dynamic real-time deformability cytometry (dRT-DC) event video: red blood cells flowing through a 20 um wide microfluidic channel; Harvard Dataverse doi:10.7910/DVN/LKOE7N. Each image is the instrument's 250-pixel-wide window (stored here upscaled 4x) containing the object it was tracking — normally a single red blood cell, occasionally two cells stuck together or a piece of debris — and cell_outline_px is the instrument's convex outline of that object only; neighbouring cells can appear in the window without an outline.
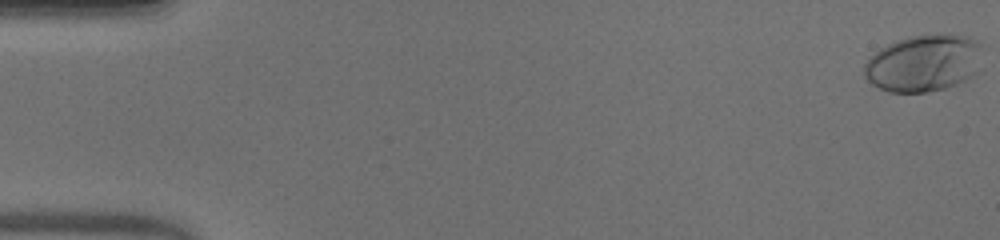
{"species": "human", "species_latin": "Homo sapiens", "temperature_condition": "warm", "stored_images_in_passage": 53, "camera_frame_rate_fps": 3000, "um_per_image_px": 0.085, "donor": {"sex": "male"}, "frame": {"image": 1, "passage_image": 1, "time_ms": 0.0, "image_size_px": [1000, 240], "cell_outline_px": [[980, 44], [976, 72], [972, 76], [956, 84], [944, 88], [928, 92], [888, 92], [872, 84], [864, 76], [864, 64], [868, 56], [880, 48], [896, 40], [912, 36], [972, 36]], "centroid_in_image_um": [78.43, 5.39], "position_along_channel_um": 6.6, "area_um2": 38.67}}
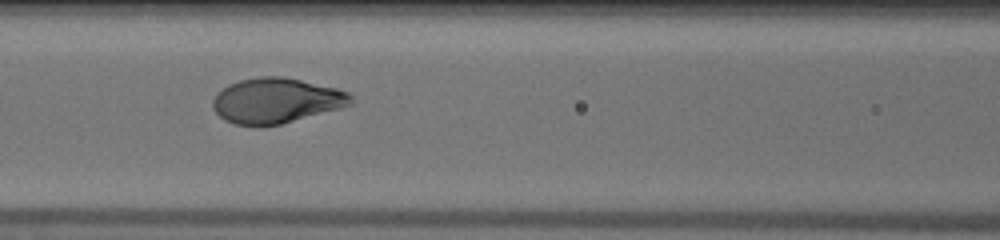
{"frame": {"image": 2, "passage_image": 24, "time_ms": 7.667, "image_size_px": [1000, 240], "cell_outline_px": [[352, 104], [340, 108], [280, 124], [256, 128], [232, 124], [224, 120], [212, 108], [212, 100], [216, 92], [228, 84], [240, 80], [260, 76], [280, 76], [300, 80], [336, 88], [348, 92], [352, 96]], "centroid_in_image_um": [23.41, 8.57], "position_along_channel_um": 143.2, "area_um2": 36.7}}
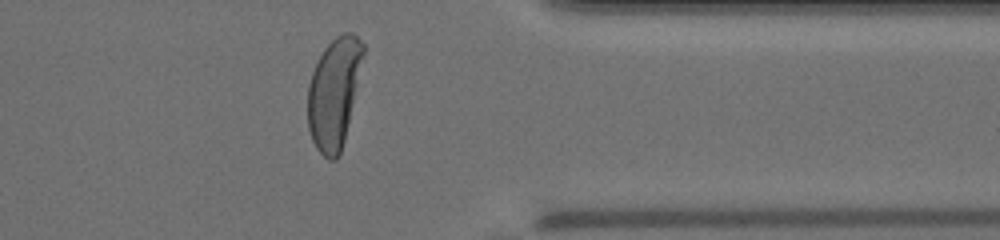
{"frame": {"image": 3, "passage_image": 43, "time_ms": 14.0, "image_size_px": [1000, 240], "cell_outline_px": [[364, 56], [344, 140], [340, 152], [336, 160], [328, 160], [316, 148], [312, 140], [308, 128], [308, 84], [312, 72], [324, 48], [336, 36], [344, 32], [352, 32], [364, 44]], "centroid_in_image_um": [28.39, 7.88], "position_along_channel_um": 383.0, "area_um2": 35.32}, "authors_computed_cell_mechanics": {"area_um2": 37.2232, "velocity_mm_per_s": 3.9421, "shape_relaxation_time_tau1_ms": 3.659, "shape_relaxation_time_tau2_ms": null, "deformation_change_tau1": 0.2293, "deformation_change_tau2": null}}